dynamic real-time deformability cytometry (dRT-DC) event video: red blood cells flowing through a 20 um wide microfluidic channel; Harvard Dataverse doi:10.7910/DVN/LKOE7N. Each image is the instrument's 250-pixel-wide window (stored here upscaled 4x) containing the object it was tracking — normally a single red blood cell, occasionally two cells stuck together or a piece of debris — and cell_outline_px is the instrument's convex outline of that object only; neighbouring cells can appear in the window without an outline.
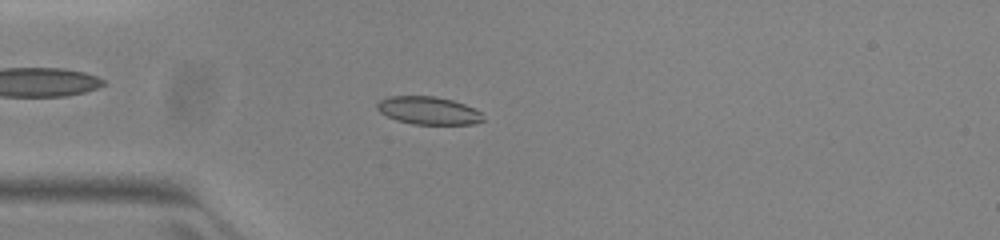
{"species": "common noctule bat (a hibernating species)", "species_latin": "Nyctalus noctula", "temperature_condition": "warm", "stored_images_in_passage": 52, "camera_frame_rate_fps": 3000, "um_per_image_px": 0.085, "animal": {"sex": "female", "body_mass_g": 23.0, "forearm_length_mm": 53.4}, "frame": {"image": 1, "passage_image": 14, "time_ms": 4.333, "image_size_px": [1000, 240], "cell_outline_px": [[484, 120], [472, 124], [412, 124], [396, 120], [380, 112], [376, 108], [376, 104], [380, 100], [388, 96], [436, 96], [452, 100], [476, 108], [480, 112]], "centroid_in_image_um": [36.4, 9.39], "position_along_channel_um": 48.6, "area_um2": 17.22}}
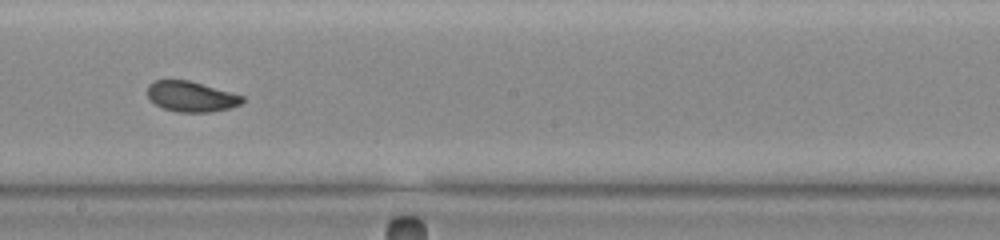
{"frame": {"image": 2, "passage_image": 29, "time_ms": 9.333, "image_size_px": [1000, 240], "cell_outline_px": [[244, 100], [240, 104], [228, 108], [208, 112], [176, 112], [164, 108], [156, 104], [148, 96], [148, 84], [156, 80], [188, 80], [244, 96]], "centroid_in_image_um": [16.24, 8.2], "position_along_channel_um": 232.0, "area_um2": 16.53}}
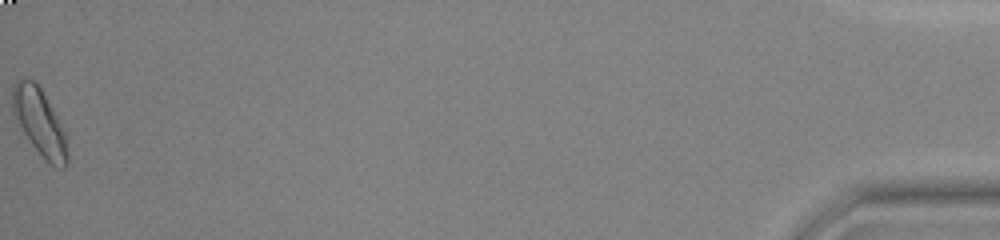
{"frame": {"image": 3, "passage_image": 52, "time_ms": 17.0, "image_size_px": [1000, 240], "cell_outline_px": [[68, 164], [64, 168], [60, 168], [52, 164], [32, 144], [12, 116], [12, 88], [16, 80], [32, 80], [40, 88], [68, 136]], "centroid_in_image_um": [3.37, 10.39], "position_along_channel_um": 431.8, "area_um2": 21.1}, "authors_computed_cell_mechanics": {"area_um2": 17.2244, "velocity_mm_per_s": 3.9541, "shape_relaxation_time_tau1_ms": 4.9931, "shape_relaxation_time_tau2_ms": 2.0403, "deformation_change_tau1": 0.1237, "deformation_change_tau2": 0.0638}}